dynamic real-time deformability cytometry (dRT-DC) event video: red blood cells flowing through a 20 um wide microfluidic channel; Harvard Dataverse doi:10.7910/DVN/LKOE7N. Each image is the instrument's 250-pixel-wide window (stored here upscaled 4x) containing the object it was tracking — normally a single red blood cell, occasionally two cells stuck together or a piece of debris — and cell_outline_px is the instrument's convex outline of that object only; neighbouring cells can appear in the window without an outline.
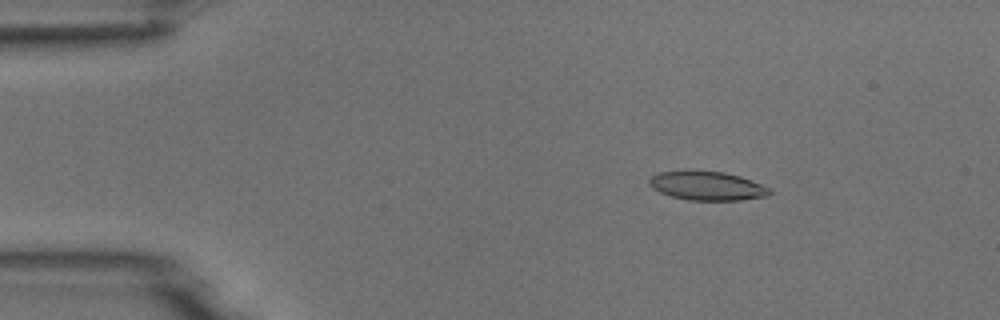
{"species": "common noctule bat (a hibernating species)", "species_latin": "Nyctalus noctula", "temperature_condition": "room temperature", "stored_images_in_passage": 5, "camera_frame_rate_fps": 3000, "um_per_image_px": 0.085, "animal": {"sex": "male", "body_mass_g": 18.8}, "frame": {"image": 1, "passage_image": 3, "time_ms": 2.333, "image_size_px": [1000, 320], "cell_outline_px": [[772, 192], [768, 196], [740, 200], [688, 200], [672, 196], [660, 192], [652, 188], [648, 184], [648, 180], [652, 176], [660, 172], [688, 168], [692, 168], [724, 172], [740, 176], [760, 184], [768, 188]], "centroid_in_image_um": [60.05, 15.76], "position_along_channel_um": 25.0, "area_um2": 20.75}}
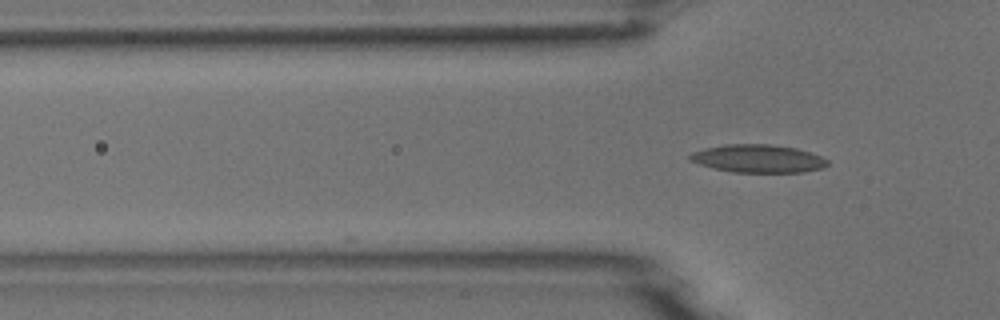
{"frame": {"image": 2, "passage_image": 5, "time_ms": 5.0, "image_size_px": [1000, 320], "cell_outline_px": [[828, 164], [824, 168], [804, 172], [732, 172], [700, 164], [688, 160], [688, 156], [692, 152], [704, 148], [724, 144], [768, 144], [796, 148], [820, 156], [828, 160]], "centroid_in_image_um": [64.42, 13.48], "position_along_channel_um": 61.4, "area_um2": 22.37}}